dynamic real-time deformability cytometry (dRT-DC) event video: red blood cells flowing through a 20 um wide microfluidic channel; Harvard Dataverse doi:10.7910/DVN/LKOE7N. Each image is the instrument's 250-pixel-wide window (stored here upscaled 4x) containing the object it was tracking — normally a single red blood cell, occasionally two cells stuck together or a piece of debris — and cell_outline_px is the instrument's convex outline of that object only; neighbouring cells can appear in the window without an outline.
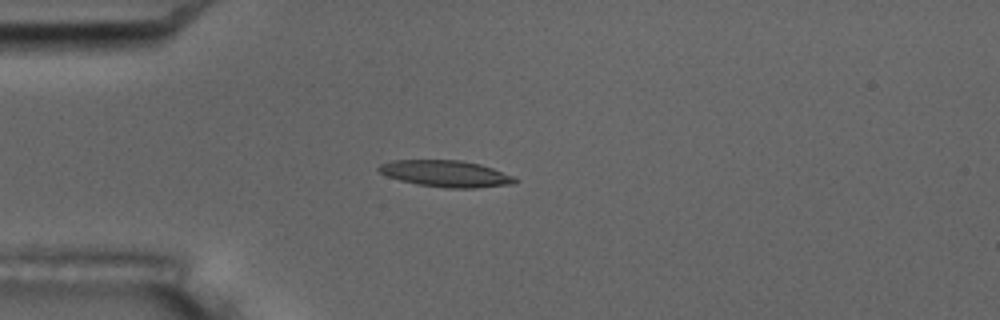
{"species": "common noctule bat (a hibernating species)", "species_latin": "Nyctalus noctula", "temperature_condition": "room temperature", "stored_images_in_passage": 6, "camera_frame_rate_fps": 3000, "um_per_image_px": 0.085, "animal": {"sex": "male", "body_mass_g": 17.5, "forearm_length_mm": 52.3}, "frame": {"image": 1, "passage_image": 4, "time_ms": 3.333, "image_size_px": [1000, 320], "cell_outline_px": [[516, 180], [512, 184], [476, 188], [448, 188], [420, 184], [400, 180], [388, 176], [380, 172], [376, 168], [380, 164], [392, 160], [460, 160], [480, 164], [492, 168], [512, 176]], "centroid_in_image_um": [37.87, 14.75], "position_along_channel_um": 47.1, "area_um2": 20.75}}